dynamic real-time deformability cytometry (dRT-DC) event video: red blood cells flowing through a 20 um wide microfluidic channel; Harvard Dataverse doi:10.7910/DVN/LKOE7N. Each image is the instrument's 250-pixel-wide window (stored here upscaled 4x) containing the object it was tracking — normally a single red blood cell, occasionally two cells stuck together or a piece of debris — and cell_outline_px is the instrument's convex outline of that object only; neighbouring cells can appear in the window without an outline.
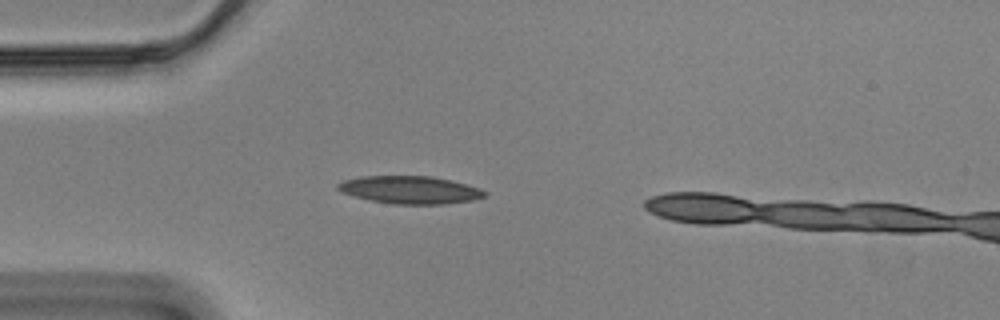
{"species": "Egyptian fruit bat (a non-hibernating species)", "species_latin": "Rousettus aegyptiacus", "temperature_condition": "cold", "stored_images_in_passage": 34, "camera_frame_rate_fps": 3000, "um_per_image_px": 0.085, "animal": {"sex": "male"}, "frame": {"image": 1, "passage_image": 1, "time_ms": 0.0, "image_size_px": [1000, 320], "cell_outline_px": [[488, 196], [472, 200], [444, 204], [392, 204], [372, 200], [340, 192], [336, 188], [336, 184], [344, 180], [360, 176], [432, 176], [452, 180], [480, 188], [488, 192]], "centroid_in_image_um": [34.88, 16.13], "position_along_channel_um": 50.1, "area_um2": 23.81}}
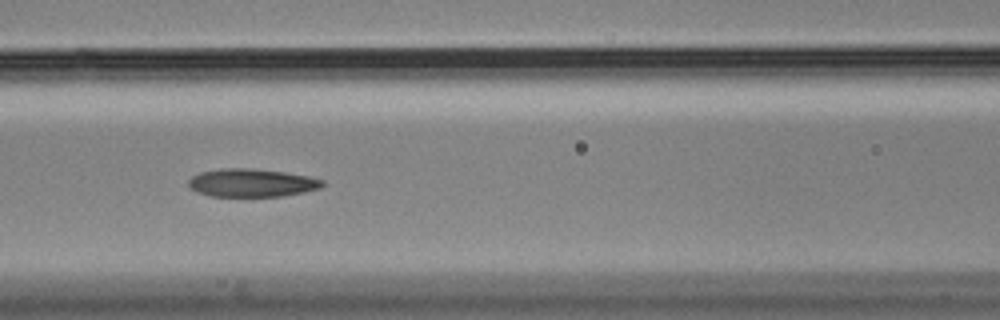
{"frame": {"image": 2, "passage_image": 10, "time_ms": 3.0, "image_size_px": [1000, 320], "cell_outline_px": [[324, 184], [320, 188], [304, 192], [280, 196], [212, 196], [196, 192], [188, 184], [188, 180], [192, 176], [200, 172], [220, 168], [252, 168], [284, 172], [308, 176], [324, 180]], "centroid_in_image_um": [21.39, 15.53], "position_along_channel_um": 145.2, "area_um2": 21.91}}
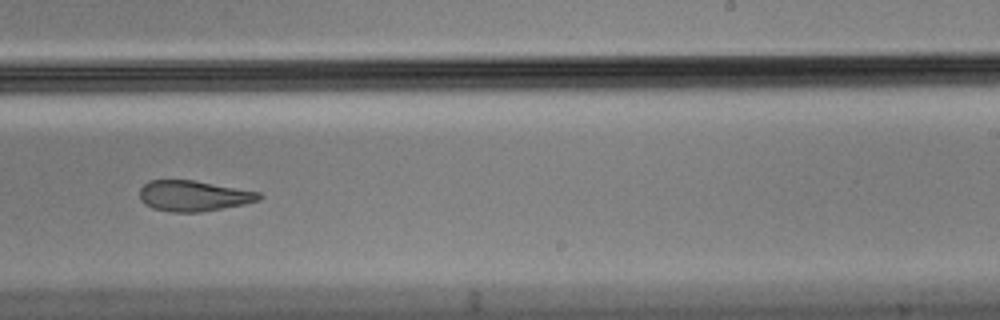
{"frame": {"image": 3, "passage_image": 21, "time_ms": 6.667, "image_size_px": [1000, 320], "cell_outline_px": [[264, 196], [260, 200], [244, 204], [200, 212], [172, 212], [152, 208], [144, 204], [140, 200], [140, 188], [148, 180], [192, 180], [260, 192]], "centroid_in_image_um": [16.44, 16.65], "position_along_channel_um": 272.6, "area_um2": 21.33}, "authors_computed_cell_mechanics": {"area_um2": 22.5709, "velocity_mm_per_s": 3.4769, "shape_relaxation_time_tau1_ms": 8.7065, "shape_relaxation_time_tau2_ms": 4.8531, "deformation_change_tau1": 0.2353, "deformation_change_tau2": 0.137}}